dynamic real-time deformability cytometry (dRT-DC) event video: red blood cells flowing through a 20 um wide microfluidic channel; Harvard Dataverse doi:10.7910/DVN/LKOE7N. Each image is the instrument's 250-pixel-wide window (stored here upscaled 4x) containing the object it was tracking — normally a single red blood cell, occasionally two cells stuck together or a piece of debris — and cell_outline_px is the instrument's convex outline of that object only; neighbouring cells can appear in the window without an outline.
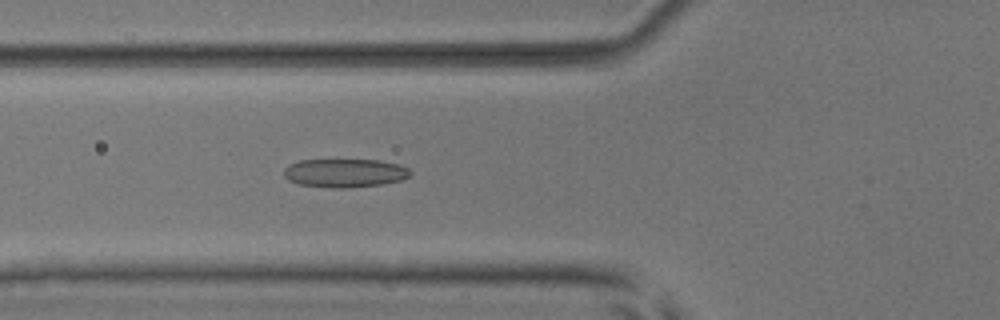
{"species": "common noctule bat (a hibernating species)", "species_latin": "Nyctalus noctula", "temperature_condition": "room temperature", "stored_images_in_passage": 43, "camera_frame_rate_fps": 3000, "um_per_image_px": 0.085, "animal": {"sex": "male", "body_mass_g": 17.9, "forearm_length_mm": 54.2}, "frame": {"image": 1, "passage_image": 19, "time_ms": 6.0, "image_size_px": [1000, 320], "cell_outline_px": [[412, 172], [408, 176], [400, 180], [380, 184], [348, 188], [336, 188], [296, 184], [288, 180], [284, 176], [284, 168], [288, 164], [300, 160], [380, 160], [400, 164], [408, 168]], "centroid_in_image_um": [29.28, 14.7], "position_along_channel_um": 96.5, "area_um2": 21.1}}
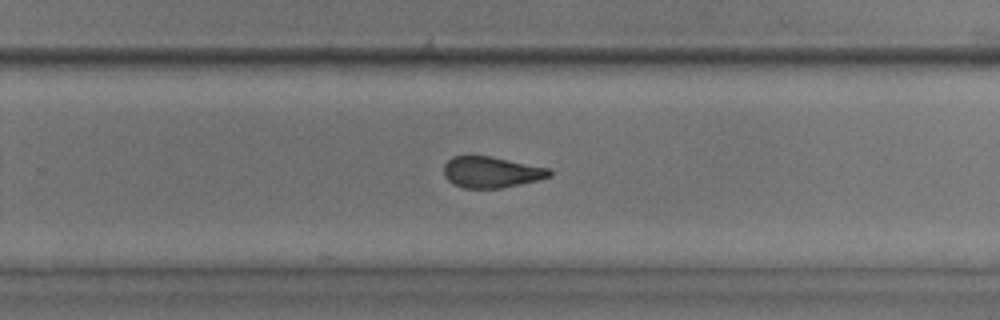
{"frame": {"image": 2, "passage_image": 34, "time_ms": 11.0, "image_size_px": [1000, 320], "cell_outline_px": [[552, 176], [536, 180], [500, 188], [464, 188], [452, 184], [444, 176], [444, 164], [452, 156], [492, 156], [548, 168], [552, 172]], "centroid_in_image_um": [41.73, 14.63], "position_along_channel_um": 288.1, "area_um2": 19.07}}
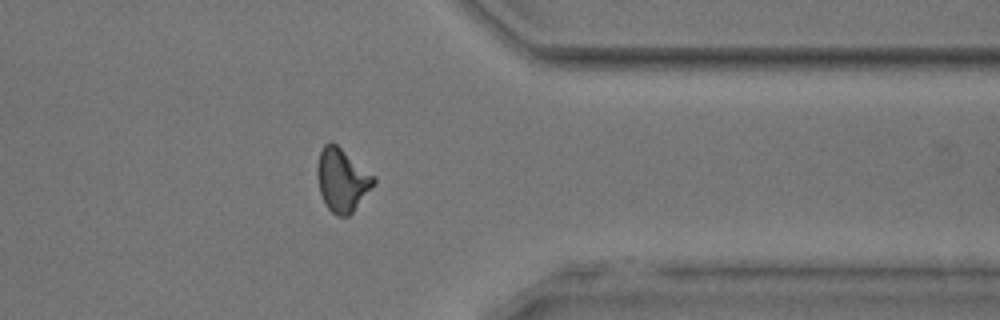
{"frame": {"image": 3, "passage_image": 42, "time_ms": 13.667, "image_size_px": [1000, 320], "cell_outline_px": [[376, 184], [352, 212], [348, 216], [336, 216], [324, 204], [320, 192], [316, 172], [316, 168], [320, 152], [324, 144], [328, 140], [336, 144], [376, 176]], "centroid_in_image_um": [29.08, 15.29], "position_along_channel_um": 382.3, "area_um2": 20.98}, "authors_computed_cell_mechanics": {"area_um2": 20.8658, "velocity_mm_per_s": 3.8393, "shape_relaxation_time_tau1_ms": 6.2147, "shape_relaxation_time_tau2_ms": 2.177, "deformation_change_tau1": 0.1434, "deformation_change_tau2": 0.1052}}